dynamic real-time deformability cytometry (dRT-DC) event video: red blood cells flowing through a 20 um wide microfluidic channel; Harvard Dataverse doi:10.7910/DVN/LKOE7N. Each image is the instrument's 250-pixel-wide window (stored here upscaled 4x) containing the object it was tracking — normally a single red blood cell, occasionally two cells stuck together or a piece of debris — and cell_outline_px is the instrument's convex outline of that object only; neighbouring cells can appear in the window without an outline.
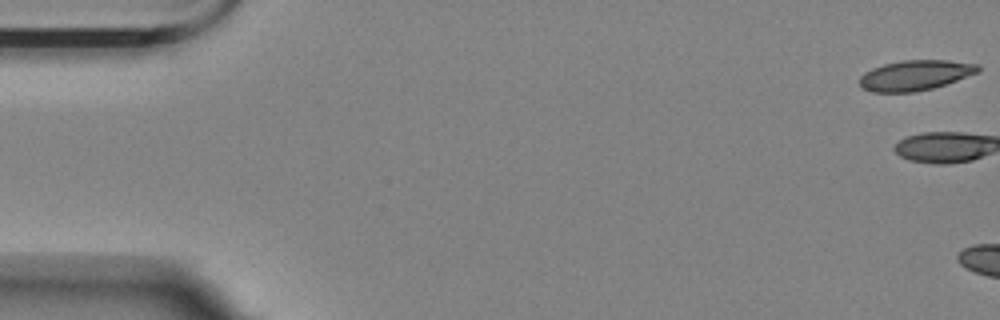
{"species": "Egyptian fruit bat (a non-hibernating species)", "species_latin": "Rousettus aegyptiacus", "temperature_condition": "room temperature", "stored_images_in_passage": 2, "camera_frame_rate_fps": 3000, "um_per_image_px": 0.085, "animal": {"sex": "female"}, "frame": {"image": 1, "passage_image": 1, "time_ms": 0.0, "image_size_px": [1000, 320], "cell_outline_px": [[980, 72], [932, 88], [916, 92], [872, 92], [860, 88], [860, 76], [864, 72], [872, 68], [884, 64], [904, 60], [948, 60], [980, 64]], "centroid_in_image_um": [77.78, 6.39], "position_along_channel_um": 7.2, "area_um2": 20.92}}